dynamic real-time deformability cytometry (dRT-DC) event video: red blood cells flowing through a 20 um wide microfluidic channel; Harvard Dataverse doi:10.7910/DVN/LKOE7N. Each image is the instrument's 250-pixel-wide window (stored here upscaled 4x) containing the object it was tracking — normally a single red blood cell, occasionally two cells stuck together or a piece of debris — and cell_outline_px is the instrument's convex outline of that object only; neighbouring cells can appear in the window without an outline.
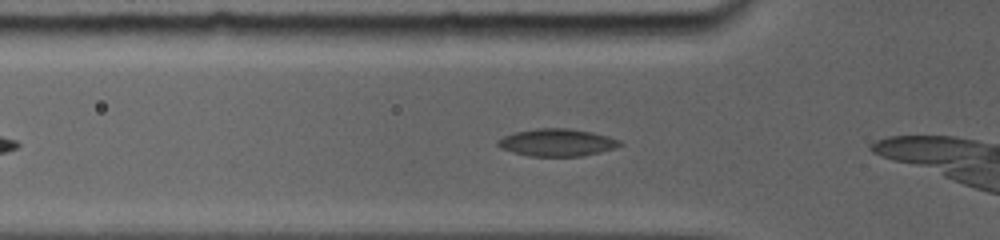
{"species": "common noctule bat (a hibernating species)", "species_latin": "Nyctalus noctula", "temperature_condition": "room temperature", "stored_images_in_passage": 8, "camera_frame_rate_fps": 5000, "um_per_image_px": 0.085, "animal": {"sex": "female", "body_mass_g": 19.0, "forearm_length_mm": 56.7}, "frame": {"image": 1, "passage_image": 2, "time_ms": 0.2, "image_size_px": [1000, 240], "cell_outline_px": [[620, 144], [612, 148], [600, 152], [580, 156], [528, 156], [512, 152], [500, 148], [496, 144], [504, 136], [516, 132], [540, 128], [564, 128], [588, 132], [604, 136], [616, 140]], "centroid_in_image_um": [47.24, 12.13], "position_along_channel_um": 78.6, "area_um2": 18.79}}
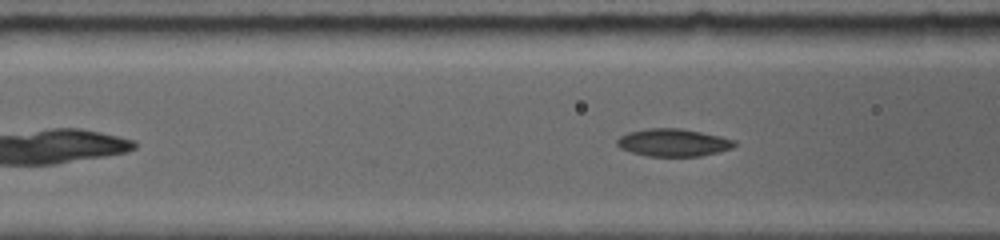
{"frame": {"image": 2, "passage_image": 6, "time_ms": 1.0, "image_size_px": [1000, 240], "cell_outline_px": [[736, 144], [728, 148], [716, 152], [700, 156], [648, 156], [632, 152], [620, 148], [616, 144], [616, 140], [620, 136], [632, 132], [652, 128], [676, 128], [736, 140]], "centroid_in_image_um": [57.17, 12.13], "position_along_channel_um": 109.4, "area_um2": 18.21}}